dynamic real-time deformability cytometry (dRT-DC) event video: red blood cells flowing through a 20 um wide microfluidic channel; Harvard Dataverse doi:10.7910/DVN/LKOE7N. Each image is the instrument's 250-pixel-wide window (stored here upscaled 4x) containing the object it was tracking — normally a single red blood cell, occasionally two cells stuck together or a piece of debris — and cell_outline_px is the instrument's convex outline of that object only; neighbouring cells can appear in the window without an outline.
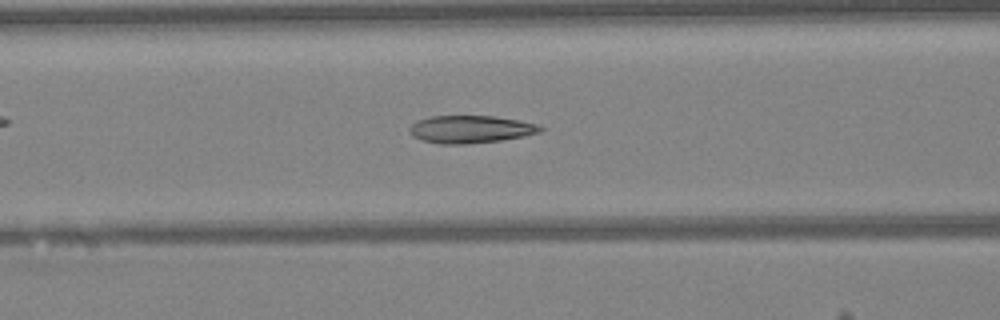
{"species": "Egyptian fruit bat (a non-hibernating species)", "species_latin": "Rousettus aegyptiacus", "temperature_condition": "warm", "stored_images_in_passage": 48, "camera_frame_rate_fps": 3000, "um_per_image_px": 0.085, "animal": {"sex": "female"}, "frame": {"image": 1, "passage_image": 19, "time_ms": 6.0, "image_size_px": [1000, 320], "cell_outline_px": [[544, 128], [540, 132], [524, 136], [500, 140], [464, 144], [440, 144], [424, 140], [412, 136], [408, 128], [416, 120], [432, 116], [492, 116], [520, 120], [536, 124]], "centroid_in_image_um": [39.98, 10.98], "position_along_channel_um": 126.6, "area_um2": 20.92}}
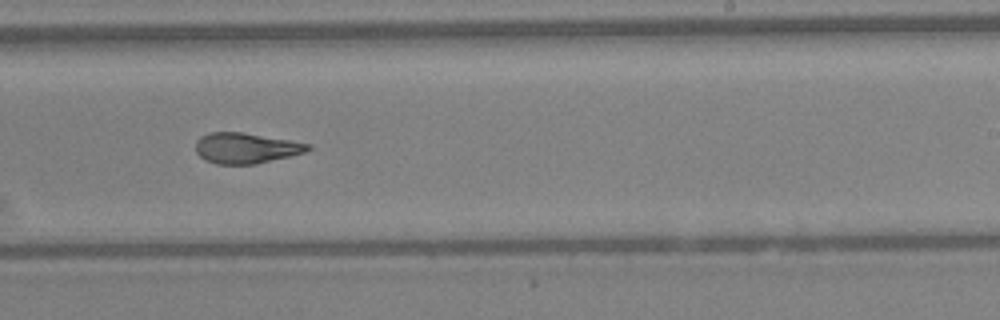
{"frame": {"image": 2, "passage_image": 29, "time_ms": 9.333, "image_size_px": [1000, 320], "cell_outline_px": [[312, 148], [304, 152], [256, 164], [216, 164], [204, 160], [196, 152], [196, 140], [200, 136], [208, 132], [240, 132], [312, 144]], "centroid_in_image_um": [20.86, 12.59], "position_along_channel_um": 268.1, "area_um2": 19.88}}
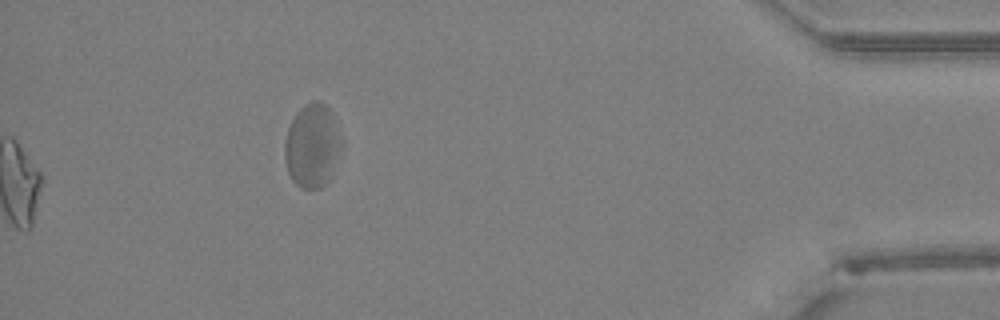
{"frame": {"image": 3, "passage_image": 48, "time_ms": 15.667, "image_size_px": [1000, 320], "cell_outline_px": [[340, 148], [332, 176], [320, 188], [300, 188], [292, 180], [288, 172], [284, 156], [284, 144], [288, 128], [296, 112], [304, 104], [312, 100], [320, 100], [332, 112], [340, 144]], "centroid_in_image_um": [26.5, 12.38], "position_along_channel_um": 408.7, "area_um2": 27.4}, "authors_computed_cell_mechanics": {"area_um2": 21.2993, "velocity_mm_per_s": 4.2675, "shape_relaxation_time_tau1_ms": null, "shape_relaxation_time_tau2_ms": 1.729, "deformation_change_tau1": null, "deformation_change_tau2": 0.0829}}